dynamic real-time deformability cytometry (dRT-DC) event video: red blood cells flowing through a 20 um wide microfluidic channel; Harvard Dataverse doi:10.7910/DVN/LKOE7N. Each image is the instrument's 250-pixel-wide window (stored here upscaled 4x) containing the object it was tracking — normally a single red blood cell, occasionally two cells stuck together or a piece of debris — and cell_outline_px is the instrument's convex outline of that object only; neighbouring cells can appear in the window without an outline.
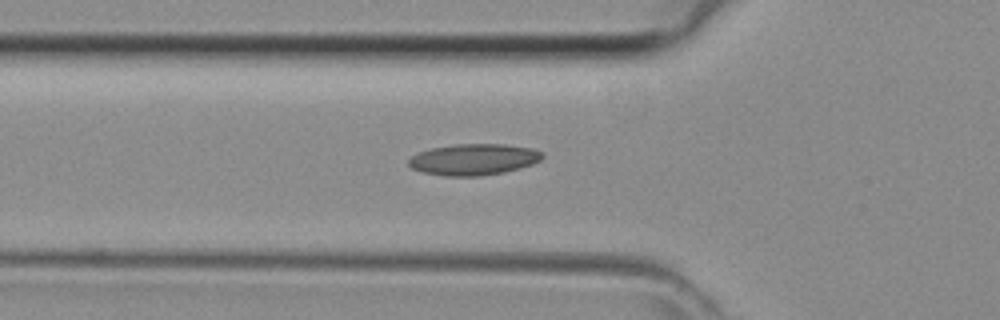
{"species": "common noctule bat (a hibernating species)", "species_latin": "Nyctalus noctula", "temperature_condition": "room temperature", "stored_images_in_passage": 28, "camera_frame_rate_fps": 3000, "um_per_image_px": 0.085, "animal": {"sex": "female", "body_mass_g": 29.2, "forearm_length_mm": 56.3}, "frame": {"image": 1, "passage_image": 4, "time_ms": 1.0, "image_size_px": [1000, 320], "cell_outline_px": [[544, 156], [540, 160], [532, 164], [520, 168], [504, 172], [480, 176], [444, 176], [424, 172], [412, 168], [408, 164], [408, 160], [416, 152], [432, 148], [456, 144], [504, 144], [532, 148], [544, 152]], "centroid_in_image_um": [40.27, 13.55], "position_along_channel_um": 85.5, "area_um2": 24.45}}
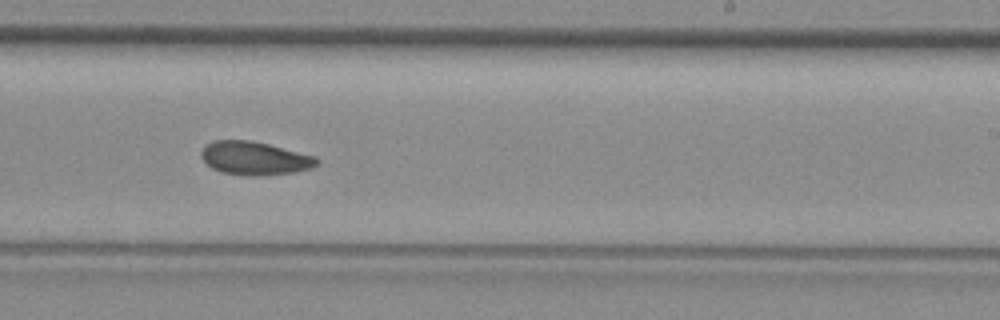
{"frame": {"image": 2, "passage_image": 16, "time_ms": 5.0, "image_size_px": [1000, 320], "cell_outline_px": [[320, 164], [312, 168], [296, 172], [260, 176], [248, 176], [220, 172], [212, 168], [200, 156], [200, 152], [212, 140], [252, 140], [316, 156], [320, 160]], "centroid_in_image_um": [21.68, 13.46], "position_along_channel_um": 267.3, "area_um2": 22.72}}
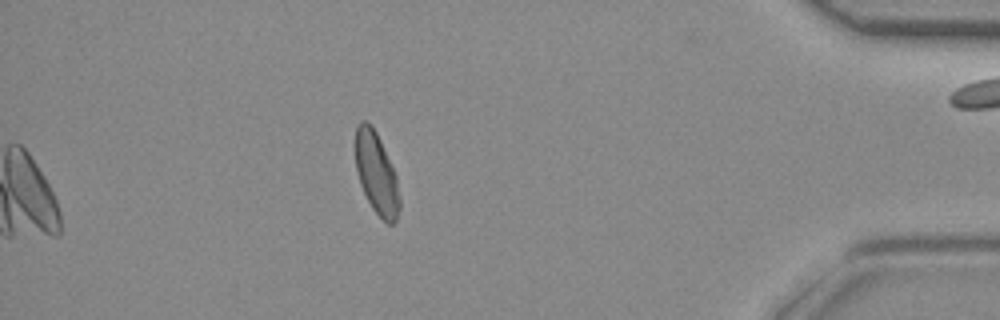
{"frame": {"image": 3, "passage_image": 28, "time_ms": 9.0, "image_size_px": [1000, 320], "cell_outline_px": [[400, 208], [396, 220], [392, 224], [388, 224], [372, 208], [360, 184], [356, 172], [356, 124], [360, 120], [364, 120], [376, 132], [380, 140], [396, 176], [400, 200]], "centroid_in_image_um": [31.99, 14.76], "position_along_channel_um": 403.2, "area_um2": 20.63}}